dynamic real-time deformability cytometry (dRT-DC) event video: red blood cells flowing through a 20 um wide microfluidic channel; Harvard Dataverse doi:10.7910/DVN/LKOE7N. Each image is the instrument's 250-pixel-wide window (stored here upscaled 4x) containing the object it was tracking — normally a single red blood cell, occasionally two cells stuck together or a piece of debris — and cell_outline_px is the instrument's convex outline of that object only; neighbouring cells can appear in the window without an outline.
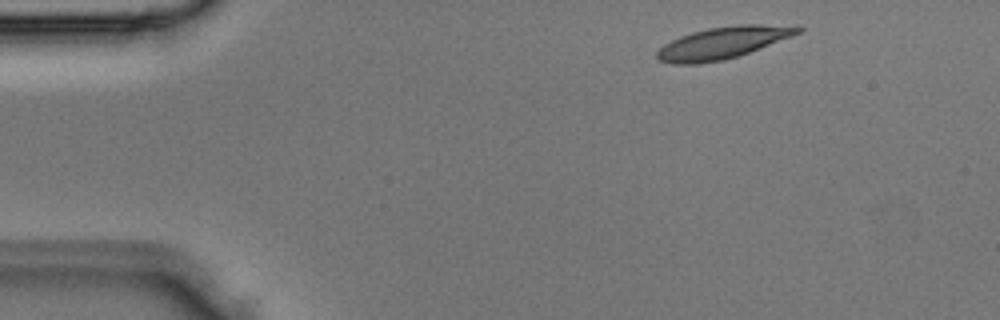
{"species": "Egyptian fruit bat (a non-hibernating species)", "species_latin": "Rousettus aegyptiacus", "temperature_condition": "room temperature", "stored_images_in_passage": 3, "camera_frame_rate_fps": 3000, "um_per_image_px": 0.085, "animal": {"sex": "male"}, "frame": {"image": 1, "passage_image": 1, "time_ms": 0.0, "image_size_px": [1000, 320], "cell_outline_px": [[804, 28], [800, 32], [792, 36], [748, 52], [736, 56], [720, 60], [696, 64], [672, 64], [660, 60], [656, 56], [656, 52], [664, 44], [680, 36], [692, 32], [708, 28], [736, 24], [800, 24]], "centroid_in_image_um": [61.49, 3.6], "position_along_channel_um": 23.5, "area_um2": 26.18}}
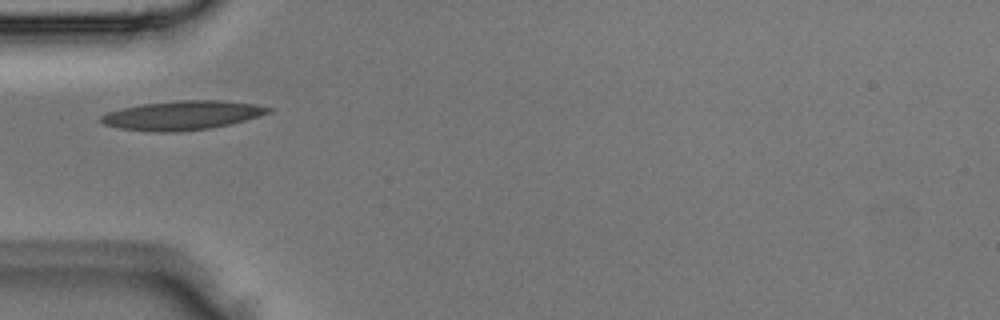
{"frame": {"image": 2, "passage_image": 3, "time_ms": 0.667, "image_size_px": [1000, 320], "cell_outline_px": [[272, 112], [244, 120], [212, 128], [180, 132], [156, 132], [120, 128], [104, 124], [100, 120], [100, 116], [108, 112], [140, 104], [180, 100], [224, 100], [252, 104], [272, 108]], "centroid_in_image_um": [15.49, 9.8], "position_along_channel_um": 69.5, "area_um2": 28.21}}